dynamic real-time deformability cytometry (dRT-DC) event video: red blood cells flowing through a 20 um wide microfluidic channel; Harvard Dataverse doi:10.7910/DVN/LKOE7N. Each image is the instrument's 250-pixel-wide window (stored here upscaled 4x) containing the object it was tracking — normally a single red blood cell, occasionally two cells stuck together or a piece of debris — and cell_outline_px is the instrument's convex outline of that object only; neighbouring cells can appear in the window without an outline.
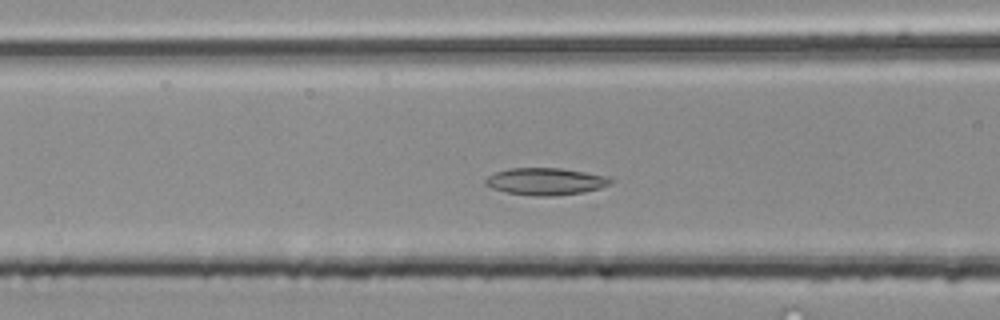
{"species": "common noctule bat (a hibernating species)", "species_latin": "Nyctalus noctula", "temperature_condition": "room temperature", "stored_images_in_passage": 47, "camera_frame_rate_fps": 3000, "um_per_image_px": 0.085, "animal": {"sex": "male", "body_mass_g": 20.4}, "frame": {"image": 1, "passage_image": 16, "time_ms": 5.0, "image_size_px": [1000, 320], "cell_outline_px": [[612, 184], [600, 188], [584, 192], [552, 196], [536, 196], [504, 192], [492, 188], [484, 184], [484, 180], [488, 176], [496, 172], [508, 168], [560, 168], [608, 176], [612, 180]], "centroid_in_image_um": [46.37, 15.42], "position_along_channel_um": 120.2, "area_um2": 19.83}}
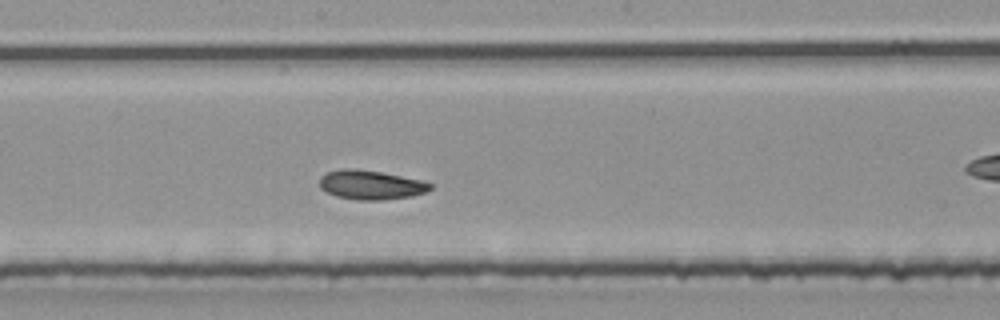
{"frame": {"image": 2, "passage_image": 23, "time_ms": 7.333, "image_size_px": [1000, 320], "cell_outline_px": [[432, 188], [424, 192], [412, 196], [380, 200], [360, 200], [336, 196], [320, 188], [320, 176], [328, 172], [340, 168], [356, 168], [380, 172], [424, 180], [432, 184]], "centroid_in_image_um": [31.52, 15.7], "position_along_channel_um": 216.7, "area_um2": 18.84}}
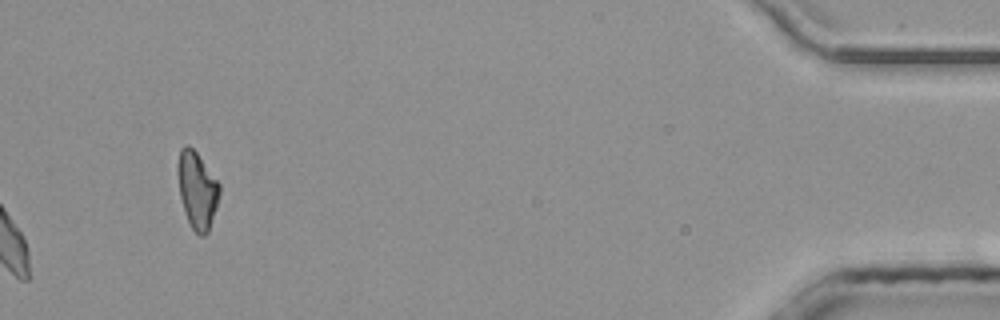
{"frame": {"image": 3, "passage_image": 47, "time_ms": 15.333, "image_size_px": [1000, 320], "cell_outline_px": [[220, 192], [216, 208], [208, 232], [204, 236], [200, 236], [192, 228], [184, 212], [180, 196], [176, 172], [176, 168], [180, 148], [184, 144], [188, 144], [196, 152], [220, 184]], "centroid_in_image_um": [16.73, 16.13], "position_along_channel_um": 418.5, "area_um2": 18.79}, "authors_computed_cell_mechanics": {"area_um2": 18.6694, "velocity_mm_per_s": 4.1289, "shape_relaxation_time_tau1_ms": 3.7622, "shape_relaxation_time_tau2_ms": 4.4487, "deformation_change_tau1": 0.1067, "deformation_change_tau2": 0.0762}}